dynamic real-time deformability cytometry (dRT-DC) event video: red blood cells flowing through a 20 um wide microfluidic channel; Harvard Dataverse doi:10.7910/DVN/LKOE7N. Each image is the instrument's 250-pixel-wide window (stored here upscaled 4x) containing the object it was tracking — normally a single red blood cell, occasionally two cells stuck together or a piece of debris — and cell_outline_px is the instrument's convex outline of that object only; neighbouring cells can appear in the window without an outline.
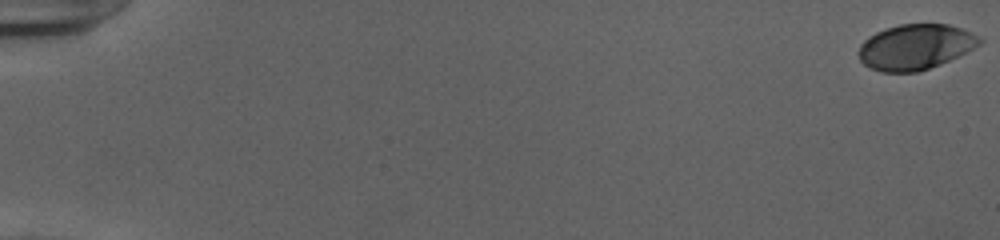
{"species": "human", "species_latin": "Homo sapiens", "temperature_condition": "cold", "stored_images_in_passage": 54, "camera_frame_rate_fps": 3000, "um_per_image_px": 0.085, "donor": {"sex": "female"}, "frame": {"image": 1, "passage_image": 1, "time_ms": 0.0, "image_size_px": [1000, 240], "cell_outline_px": [[984, 40], [980, 44], [940, 64], [916, 72], [880, 72], [868, 68], [860, 60], [860, 44], [868, 36], [884, 28], [900, 24], [948, 24], [960, 28], [980, 36]], "centroid_in_image_um": [77.78, 3.98], "position_along_channel_um": 7.2, "area_um2": 31.79}}
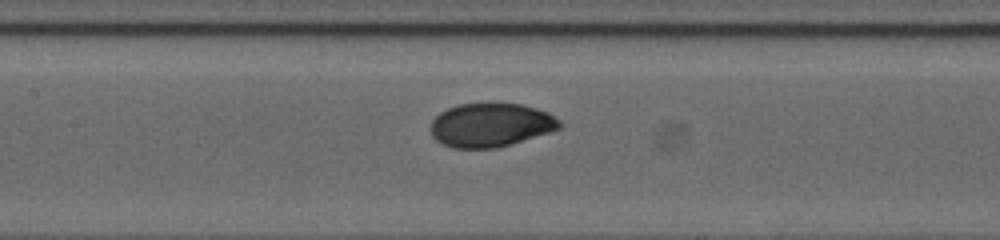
{"frame": {"image": 2, "passage_image": 28, "time_ms": 9.0, "image_size_px": [1000, 240], "cell_outline_px": [[564, 124], [560, 128], [548, 132], [496, 148], [452, 148], [436, 140], [432, 136], [432, 120], [440, 112], [448, 108], [460, 104], [520, 104], [536, 108], [548, 112], [560, 120]], "centroid_in_image_um": [41.72, 10.63], "position_along_channel_um": 165.7, "area_um2": 32.48}}
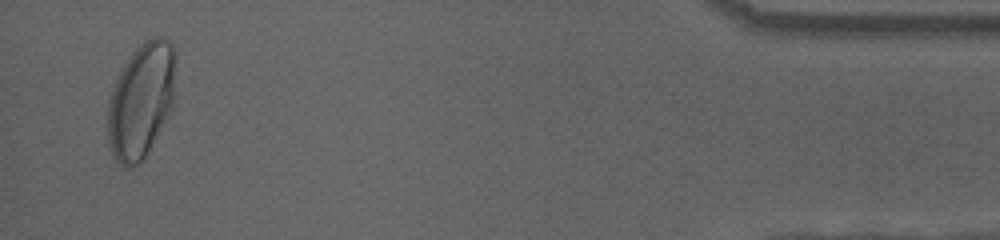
{"frame": {"image": 3, "passage_image": 53, "time_ms": 17.333, "image_size_px": [1000, 240], "cell_outline_px": [[176, 56], [172, 104], [144, 160], [132, 168], [128, 168], [120, 164], [112, 156], [108, 140], [108, 100], [116, 80], [120, 72], [132, 52], [140, 44], [156, 36], [160, 36], [168, 40], [172, 44], [176, 52]], "centroid_in_image_um": [11.98, 8.55], "position_along_channel_um": 423.2, "area_um2": 45.2}, "authors_computed_cell_mechanics": {"area_um2": 32.8304, "velocity_mm_per_s": 3.9147, "shape_relaxation_time_tau1_ms": 2.4452, "shape_relaxation_time_tau2_ms": null, "deformation_change_tau1": 0.1342, "deformation_change_tau2": null}}